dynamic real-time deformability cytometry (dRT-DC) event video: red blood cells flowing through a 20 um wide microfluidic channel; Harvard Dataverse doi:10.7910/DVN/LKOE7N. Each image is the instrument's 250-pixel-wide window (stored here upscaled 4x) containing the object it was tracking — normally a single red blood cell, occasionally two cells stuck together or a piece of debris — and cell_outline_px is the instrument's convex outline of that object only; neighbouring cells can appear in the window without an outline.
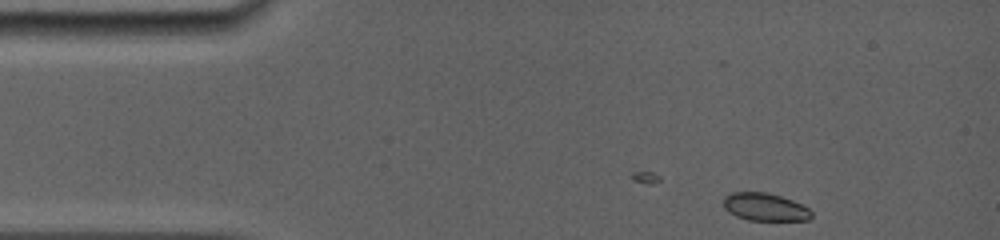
{"species": "common noctule bat (a hibernating species)", "species_latin": "Nyctalus noctula", "temperature_condition": "room temperature", "stored_images_in_passage": 12, "camera_frame_rate_fps": 5000, "um_per_image_px": 0.085, "animal": {"sex": "female", "body_mass_g": 19.0, "forearm_length_mm": 56.7}, "frame": {"image": 1, "passage_image": 1, "time_ms": 0.0, "image_size_px": [1000, 240], "cell_outline_px": [[812, 216], [808, 220], [748, 220], [736, 216], [728, 212], [724, 208], [724, 196], [732, 192], [768, 192], [792, 200], [808, 208], [812, 212]], "centroid_in_image_um": [65.0, 17.59], "position_along_channel_um": 20.0, "area_um2": 14.22}}
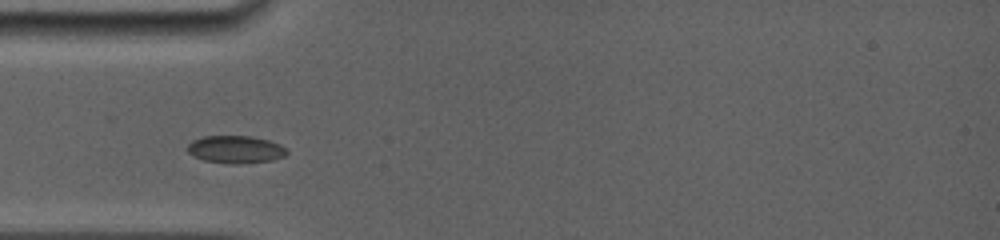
{"frame": {"image": 2, "passage_image": 9, "time_ms": 3.0, "image_size_px": [1000, 240], "cell_outline_px": [[288, 152], [284, 156], [272, 160], [236, 164], [228, 164], [204, 160], [192, 156], [188, 152], [188, 144], [192, 140], [204, 136], [252, 136], [268, 140], [280, 144], [288, 148]], "centroid_in_image_um": [20.03, 12.7], "position_along_channel_um": 65.0, "area_um2": 16.07}}